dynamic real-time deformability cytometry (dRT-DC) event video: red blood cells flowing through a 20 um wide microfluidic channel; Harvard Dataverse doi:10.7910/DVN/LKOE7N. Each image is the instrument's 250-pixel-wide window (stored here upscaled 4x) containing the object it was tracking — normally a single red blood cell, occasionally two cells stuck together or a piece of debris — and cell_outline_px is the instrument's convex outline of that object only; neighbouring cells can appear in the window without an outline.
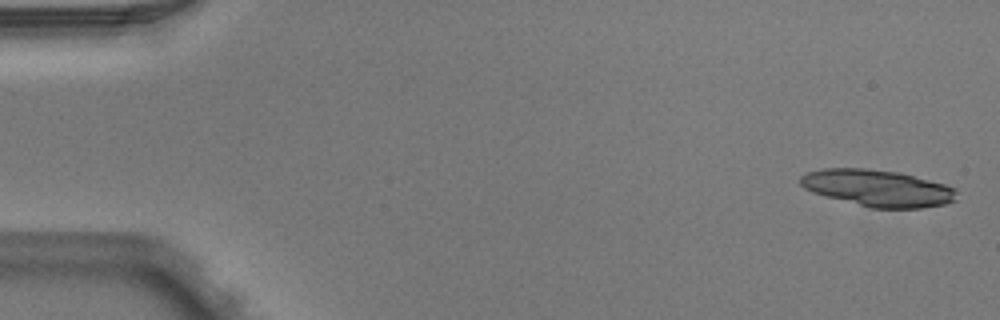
{"species": "Egyptian fruit bat (a non-hibernating species)", "species_latin": "Rousettus aegyptiacus", "temperature_condition": "warm", "stored_images_in_passage": 4, "camera_frame_rate_fps": 3000, "um_per_image_px": 0.085, "animal": {"sex": "male"}, "frame": {"image": 1, "passage_image": 1, "time_ms": 0.0, "image_size_px": [1000, 320], "cell_outline_px": [[956, 200], [944, 204], [920, 208], [872, 208], [812, 192], [804, 188], [800, 184], [800, 176], [808, 172], [824, 168], [864, 168], [896, 172], [944, 184], [956, 188]], "centroid_in_image_um": [74.59, 15.99], "position_along_channel_um": 10.4, "area_um2": 33.0}}